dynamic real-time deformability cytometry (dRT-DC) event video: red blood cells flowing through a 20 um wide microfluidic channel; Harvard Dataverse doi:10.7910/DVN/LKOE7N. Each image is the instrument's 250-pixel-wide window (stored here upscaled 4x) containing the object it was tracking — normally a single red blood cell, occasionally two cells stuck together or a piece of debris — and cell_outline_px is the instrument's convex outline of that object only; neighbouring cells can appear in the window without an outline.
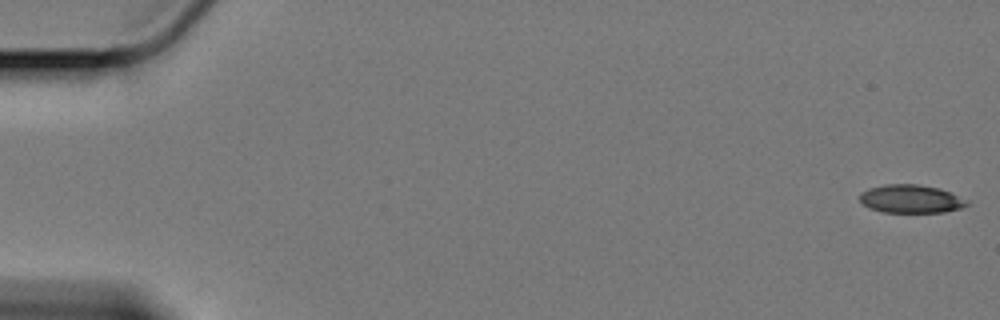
{"species": "Egyptian fruit bat (a non-hibernating species)", "species_latin": "Rousettus aegyptiacus", "temperature_condition": "cold", "stored_images_in_passage": 18, "camera_frame_rate_fps": 3000, "um_per_image_px": 0.085, "animal": {"sex": "female"}, "frame": {"image": 1, "passage_image": 1, "time_ms": 0.0, "image_size_px": [1000, 320], "cell_outline_px": [[968, 204], [960, 208], [944, 212], [884, 212], [868, 208], [860, 200], [860, 192], [868, 188], [884, 184], [916, 184], [940, 188], [968, 200]], "centroid_in_image_um": [77.4, 16.9], "position_along_channel_um": 7.6, "area_um2": 17.63}}
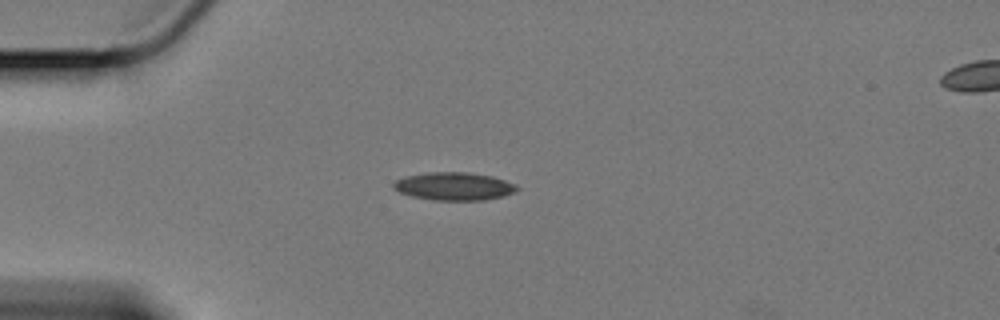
{"frame": {"image": 2, "passage_image": 16, "time_ms": 5.0, "image_size_px": [1000, 320], "cell_outline_px": [[520, 188], [516, 192], [504, 196], [484, 200], [432, 200], [412, 196], [400, 192], [392, 188], [392, 184], [396, 180], [404, 176], [428, 172], [468, 172], [492, 176], [516, 184]], "centroid_in_image_um": [38.6, 15.83], "position_along_channel_um": 46.4, "area_um2": 20.29}}